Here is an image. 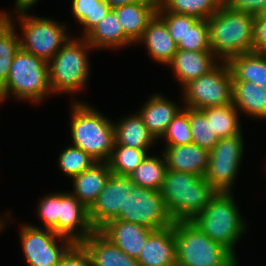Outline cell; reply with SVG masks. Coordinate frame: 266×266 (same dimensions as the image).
<instances>
[{
  "instance_id": "cell-1",
  "label": "cell",
  "mask_w": 266,
  "mask_h": 266,
  "mask_svg": "<svg viewBox=\"0 0 266 266\" xmlns=\"http://www.w3.org/2000/svg\"><path fill=\"white\" fill-rule=\"evenodd\" d=\"M159 191L174 222L192 221L217 193L200 175L168 169Z\"/></svg>"
},
{
  "instance_id": "cell-2",
  "label": "cell",
  "mask_w": 266,
  "mask_h": 266,
  "mask_svg": "<svg viewBox=\"0 0 266 266\" xmlns=\"http://www.w3.org/2000/svg\"><path fill=\"white\" fill-rule=\"evenodd\" d=\"M207 23L211 51L221 62L253 51L254 16L233 11L223 4Z\"/></svg>"
},
{
  "instance_id": "cell-3",
  "label": "cell",
  "mask_w": 266,
  "mask_h": 266,
  "mask_svg": "<svg viewBox=\"0 0 266 266\" xmlns=\"http://www.w3.org/2000/svg\"><path fill=\"white\" fill-rule=\"evenodd\" d=\"M72 145L97 162H108L115 145L114 124L91 105L76 101L71 105Z\"/></svg>"
},
{
  "instance_id": "cell-4",
  "label": "cell",
  "mask_w": 266,
  "mask_h": 266,
  "mask_svg": "<svg viewBox=\"0 0 266 266\" xmlns=\"http://www.w3.org/2000/svg\"><path fill=\"white\" fill-rule=\"evenodd\" d=\"M235 203L231 192H217L192 222L236 257L234 248L247 227Z\"/></svg>"
},
{
  "instance_id": "cell-5",
  "label": "cell",
  "mask_w": 266,
  "mask_h": 266,
  "mask_svg": "<svg viewBox=\"0 0 266 266\" xmlns=\"http://www.w3.org/2000/svg\"><path fill=\"white\" fill-rule=\"evenodd\" d=\"M48 61L20 48L13 59L7 81L0 87V102L13 95L39 103L51 94Z\"/></svg>"
},
{
  "instance_id": "cell-6",
  "label": "cell",
  "mask_w": 266,
  "mask_h": 266,
  "mask_svg": "<svg viewBox=\"0 0 266 266\" xmlns=\"http://www.w3.org/2000/svg\"><path fill=\"white\" fill-rule=\"evenodd\" d=\"M93 47L85 37L72 38L48 62L49 81L53 93H75L86 87L89 78L88 50Z\"/></svg>"
},
{
  "instance_id": "cell-7",
  "label": "cell",
  "mask_w": 266,
  "mask_h": 266,
  "mask_svg": "<svg viewBox=\"0 0 266 266\" xmlns=\"http://www.w3.org/2000/svg\"><path fill=\"white\" fill-rule=\"evenodd\" d=\"M177 266H231L235 256L192 221L174 222Z\"/></svg>"
},
{
  "instance_id": "cell-8",
  "label": "cell",
  "mask_w": 266,
  "mask_h": 266,
  "mask_svg": "<svg viewBox=\"0 0 266 266\" xmlns=\"http://www.w3.org/2000/svg\"><path fill=\"white\" fill-rule=\"evenodd\" d=\"M182 88L185 100L183 107L202 110L232 104L233 77L227 62H219L209 73Z\"/></svg>"
},
{
  "instance_id": "cell-9",
  "label": "cell",
  "mask_w": 266,
  "mask_h": 266,
  "mask_svg": "<svg viewBox=\"0 0 266 266\" xmlns=\"http://www.w3.org/2000/svg\"><path fill=\"white\" fill-rule=\"evenodd\" d=\"M17 17L23 34L19 36L20 48L48 62L70 38L67 26L50 18L31 16L27 12Z\"/></svg>"
},
{
  "instance_id": "cell-10",
  "label": "cell",
  "mask_w": 266,
  "mask_h": 266,
  "mask_svg": "<svg viewBox=\"0 0 266 266\" xmlns=\"http://www.w3.org/2000/svg\"><path fill=\"white\" fill-rule=\"evenodd\" d=\"M143 225L152 230L166 228L174 223L160 191L133 185L127 195L124 210L114 219Z\"/></svg>"
},
{
  "instance_id": "cell-11",
  "label": "cell",
  "mask_w": 266,
  "mask_h": 266,
  "mask_svg": "<svg viewBox=\"0 0 266 266\" xmlns=\"http://www.w3.org/2000/svg\"><path fill=\"white\" fill-rule=\"evenodd\" d=\"M242 132L221 138L210 151L204 178L217 192H231L244 153Z\"/></svg>"
},
{
  "instance_id": "cell-12",
  "label": "cell",
  "mask_w": 266,
  "mask_h": 266,
  "mask_svg": "<svg viewBox=\"0 0 266 266\" xmlns=\"http://www.w3.org/2000/svg\"><path fill=\"white\" fill-rule=\"evenodd\" d=\"M22 226L20 228L21 244L29 266H58L62 256L74 244L52 229H42L31 224Z\"/></svg>"
},
{
  "instance_id": "cell-13",
  "label": "cell",
  "mask_w": 266,
  "mask_h": 266,
  "mask_svg": "<svg viewBox=\"0 0 266 266\" xmlns=\"http://www.w3.org/2000/svg\"><path fill=\"white\" fill-rule=\"evenodd\" d=\"M133 185L129 176L111 174L98 198L88 209L89 220L95 230H100L114 220L120 210H124L127 195L131 193Z\"/></svg>"
},
{
  "instance_id": "cell-14",
  "label": "cell",
  "mask_w": 266,
  "mask_h": 266,
  "mask_svg": "<svg viewBox=\"0 0 266 266\" xmlns=\"http://www.w3.org/2000/svg\"><path fill=\"white\" fill-rule=\"evenodd\" d=\"M94 231L88 208L71 192H59V235L82 243Z\"/></svg>"
},
{
  "instance_id": "cell-15",
  "label": "cell",
  "mask_w": 266,
  "mask_h": 266,
  "mask_svg": "<svg viewBox=\"0 0 266 266\" xmlns=\"http://www.w3.org/2000/svg\"><path fill=\"white\" fill-rule=\"evenodd\" d=\"M137 261L140 266H177L174 223L149 235Z\"/></svg>"
},
{
  "instance_id": "cell-16",
  "label": "cell",
  "mask_w": 266,
  "mask_h": 266,
  "mask_svg": "<svg viewBox=\"0 0 266 266\" xmlns=\"http://www.w3.org/2000/svg\"><path fill=\"white\" fill-rule=\"evenodd\" d=\"M99 231L124 253L138 259L144 244L154 230L132 222L111 220Z\"/></svg>"
},
{
  "instance_id": "cell-17",
  "label": "cell",
  "mask_w": 266,
  "mask_h": 266,
  "mask_svg": "<svg viewBox=\"0 0 266 266\" xmlns=\"http://www.w3.org/2000/svg\"><path fill=\"white\" fill-rule=\"evenodd\" d=\"M212 51L177 50L167 66L183 87L188 82L209 73L219 63Z\"/></svg>"
},
{
  "instance_id": "cell-18",
  "label": "cell",
  "mask_w": 266,
  "mask_h": 266,
  "mask_svg": "<svg viewBox=\"0 0 266 266\" xmlns=\"http://www.w3.org/2000/svg\"><path fill=\"white\" fill-rule=\"evenodd\" d=\"M168 170L188 172L204 177L210 151L192 143L178 146H165L162 153Z\"/></svg>"
},
{
  "instance_id": "cell-19",
  "label": "cell",
  "mask_w": 266,
  "mask_h": 266,
  "mask_svg": "<svg viewBox=\"0 0 266 266\" xmlns=\"http://www.w3.org/2000/svg\"><path fill=\"white\" fill-rule=\"evenodd\" d=\"M159 1H140L114 8L124 34L135 44L157 14Z\"/></svg>"
},
{
  "instance_id": "cell-20",
  "label": "cell",
  "mask_w": 266,
  "mask_h": 266,
  "mask_svg": "<svg viewBox=\"0 0 266 266\" xmlns=\"http://www.w3.org/2000/svg\"><path fill=\"white\" fill-rule=\"evenodd\" d=\"M81 244L88 251L92 266H140L137 259L124 253L99 230H95Z\"/></svg>"
},
{
  "instance_id": "cell-21",
  "label": "cell",
  "mask_w": 266,
  "mask_h": 266,
  "mask_svg": "<svg viewBox=\"0 0 266 266\" xmlns=\"http://www.w3.org/2000/svg\"><path fill=\"white\" fill-rule=\"evenodd\" d=\"M142 42L147 47L152 60L168 65L178 50V45L170 36L165 22L156 14L149 22L142 37L137 43Z\"/></svg>"
},
{
  "instance_id": "cell-22",
  "label": "cell",
  "mask_w": 266,
  "mask_h": 266,
  "mask_svg": "<svg viewBox=\"0 0 266 266\" xmlns=\"http://www.w3.org/2000/svg\"><path fill=\"white\" fill-rule=\"evenodd\" d=\"M183 107H179L173 100H167L162 94L151 95L138 114L147 129L156 139H160L165 133L172 119Z\"/></svg>"
},
{
  "instance_id": "cell-23",
  "label": "cell",
  "mask_w": 266,
  "mask_h": 266,
  "mask_svg": "<svg viewBox=\"0 0 266 266\" xmlns=\"http://www.w3.org/2000/svg\"><path fill=\"white\" fill-rule=\"evenodd\" d=\"M111 174L108 162H96L72 178L74 192L71 194L89 209L98 198Z\"/></svg>"
},
{
  "instance_id": "cell-24",
  "label": "cell",
  "mask_w": 266,
  "mask_h": 266,
  "mask_svg": "<svg viewBox=\"0 0 266 266\" xmlns=\"http://www.w3.org/2000/svg\"><path fill=\"white\" fill-rule=\"evenodd\" d=\"M93 48L118 49L134 43L124 34L118 16L114 9L85 36Z\"/></svg>"
},
{
  "instance_id": "cell-25",
  "label": "cell",
  "mask_w": 266,
  "mask_h": 266,
  "mask_svg": "<svg viewBox=\"0 0 266 266\" xmlns=\"http://www.w3.org/2000/svg\"><path fill=\"white\" fill-rule=\"evenodd\" d=\"M233 81H248L266 90V54L248 52L231 57L228 61Z\"/></svg>"
},
{
  "instance_id": "cell-26",
  "label": "cell",
  "mask_w": 266,
  "mask_h": 266,
  "mask_svg": "<svg viewBox=\"0 0 266 266\" xmlns=\"http://www.w3.org/2000/svg\"><path fill=\"white\" fill-rule=\"evenodd\" d=\"M115 130V145L148 151L157 140L147 129L138 113L122 118L119 123H113Z\"/></svg>"
},
{
  "instance_id": "cell-27",
  "label": "cell",
  "mask_w": 266,
  "mask_h": 266,
  "mask_svg": "<svg viewBox=\"0 0 266 266\" xmlns=\"http://www.w3.org/2000/svg\"><path fill=\"white\" fill-rule=\"evenodd\" d=\"M232 103L249 117L266 119V90L248 81H233Z\"/></svg>"
},
{
  "instance_id": "cell-28",
  "label": "cell",
  "mask_w": 266,
  "mask_h": 266,
  "mask_svg": "<svg viewBox=\"0 0 266 266\" xmlns=\"http://www.w3.org/2000/svg\"><path fill=\"white\" fill-rule=\"evenodd\" d=\"M6 13L0 11V87L7 81L14 56L20 49L15 24Z\"/></svg>"
},
{
  "instance_id": "cell-29",
  "label": "cell",
  "mask_w": 266,
  "mask_h": 266,
  "mask_svg": "<svg viewBox=\"0 0 266 266\" xmlns=\"http://www.w3.org/2000/svg\"><path fill=\"white\" fill-rule=\"evenodd\" d=\"M162 158L147 155L140 165L129 175L133 184L159 191L167 171L163 154Z\"/></svg>"
},
{
  "instance_id": "cell-30",
  "label": "cell",
  "mask_w": 266,
  "mask_h": 266,
  "mask_svg": "<svg viewBox=\"0 0 266 266\" xmlns=\"http://www.w3.org/2000/svg\"><path fill=\"white\" fill-rule=\"evenodd\" d=\"M206 117H211L214 134L219 138H230L240 134L238 110L232 104L208 107L200 110Z\"/></svg>"
},
{
  "instance_id": "cell-31",
  "label": "cell",
  "mask_w": 266,
  "mask_h": 266,
  "mask_svg": "<svg viewBox=\"0 0 266 266\" xmlns=\"http://www.w3.org/2000/svg\"><path fill=\"white\" fill-rule=\"evenodd\" d=\"M223 4L224 0H159L157 11H169L198 19H208Z\"/></svg>"
},
{
  "instance_id": "cell-32",
  "label": "cell",
  "mask_w": 266,
  "mask_h": 266,
  "mask_svg": "<svg viewBox=\"0 0 266 266\" xmlns=\"http://www.w3.org/2000/svg\"><path fill=\"white\" fill-rule=\"evenodd\" d=\"M104 0H72L73 17L84 26L85 37L111 10Z\"/></svg>"
},
{
  "instance_id": "cell-33",
  "label": "cell",
  "mask_w": 266,
  "mask_h": 266,
  "mask_svg": "<svg viewBox=\"0 0 266 266\" xmlns=\"http://www.w3.org/2000/svg\"><path fill=\"white\" fill-rule=\"evenodd\" d=\"M148 155L146 150H140L123 145H114L108 161L113 174L129 176Z\"/></svg>"
},
{
  "instance_id": "cell-34",
  "label": "cell",
  "mask_w": 266,
  "mask_h": 266,
  "mask_svg": "<svg viewBox=\"0 0 266 266\" xmlns=\"http://www.w3.org/2000/svg\"><path fill=\"white\" fill-rule=\"evenodd\" d=\"M189 123L193 143L211 151L219 141L214 134L211 117H206L200 110L189 108Z\"/></svg>"
},
{
  "instance_id": "cell-35",
  "label": "cell",
  "mask_w": 266,
  "mask_h": 266,
  "mask_svg": "<svg viewBox=\"0 0 266 266\" xmlns=\"http://www.w3.org/2000/svg\"><path fill=\"white\" fill-rule=\"evenodd\" d=\"M96 162L88 153L73 145L64 149L58 158L60 170L70 178L90 168Z\"/></svg>"
},
{
  "instance_id": "cell-36",
  "label": "cell",
  "mask_w": 266,
  "mask_h": 266,
  "mask_svg": "<svg viewBox=\"0 0 266 266\" xmlns=\"http://www.w3.org/2000/svg\"><path fill=\"white\" fill-rule=\"evenodd\" d=\"M166 139L165 146L192 144V134L189 123V108L183 107L172 119L161 137Z\"/></svg>"
},
{
  "instance_id": "cell-37",
  "label": "cell",
  "mask_w": 266,
  "mask_h": 266,
  "mask_svg": "<svg viewBox=\"0 0 266 266\" xmlns=\"http://www.w3.org/2000/svg\"><path fill=\"white\" fill-rule=\"evenodd\" d=\"M177 45L179 50L211 51L207 19H199Z\"/></svg>"
},
{
  "instance_id": "cell-38",
  "label": "cell",
  "mask_w": 266,
  "mask_h": 266,
  "mask_svg": "<svg viewBox=\"0 0 266 266\" xmlns=\"http://www.w3.org/2000/svg\"><path fill=\"white\" fill-rule=\"evenodd\" d=\"M157 15L165 22L170 36L178 44L184 39L190 29L199 19L185 14H178L169 11H157Z\"/></svg>"
},
{
  "instance_id": "cell-39",
  "label": "cell",
  "mask_w": 266,
  "mask_h": 266,
  "mask_svg": "<svg viewBox=\"0 0 266 266\" xmlns=\"http://www.w3.org/2000/svg\"><path fill=\"white\" fill-rule=\"evenodd\" d=\"M37 208L43 228L52 229L59 235V192L43 197Z\"/></svg>"
},
{
  "instance_id": "cell-40",
  "label": "cell",
  "mask_w": 266,
  "mask_h": 266,
  "mask_svg": "<svg viewBox=\"0 0 266 266\" xmlns=\"http://www.w3.org/2000/svg\"><path fill=\"white\" fill-rule=\"evenodd\" d=\"M58 266H92V261L85 247L74 243L62 256Z\"/></svg>"
},
{
  "instance_id": "cell-41",
  "label": "cell",
  "mask_w": 266,
  "mask_h": 266,
  "mask_svg": "<svg viewBox=\"0 0 266 266\" xmlns=\"http://www.w3.org/2000/svg\"><path fill=\"white\" fill-rule=\"evenodd\" d=\"M224 4L233 11L254 17L266 13V0H224Z\"/></svg>"
},
{
  "instance_id": "cell-42",
  "label": "cell",
  "mask_w": 266,
  "mask_h": 266,
  "mask_svg": "<svg viewBox=\"0 0 266 266\" xmlns=\"http://www.w3.org/2000/svg\"><path fill=\"white\" fill-rule=\"evenodd\" d=\"M253 51H266V13L254 17Z\"/></svg>"
},
{
  "instance_id": "cell-43",
  "label": "cell",
  "mask_w": 266,
  "mask_h": 266,
  "mask_svg": "<svg viewBox=\"0 0 266 266\" xmlns=\"http://www.w3.org/2000/svg\"><path fill=\"white\" fill-rule=\"evenodd\" d=\"M16 14L27 12L39 0H15Z\"/></svg>"
},
{
  "instance_id": "cell-44",
  "label": "cell",
  "mask_w": 266,
  "mask_h": 266,
  "mask_svg": "<svg viewBox=\"0 0 266 266\" xmlns=\"http://www.w3.org/2000/svg\"><path fill=\"white\" fill-rule=\"evenodd\" d=\"M112 9L123 6L126 4H132L140 1H159V0H104Z\"/></svg>"
},
{
  "instance_id": "cell-45",
  "label": "cell",
  "mask_w": 266,
  "mask_h": 266,
  "mask_svg": "<svg viewBox=\"0 0 266 266\" xmlns=\"http://www.w3.org/2000/svg\"><path fill=\"white\" fill-rule=\"evenodd\" d=\"M6 224V221H5V223H4V221H3V219L1 220V218H0V231L1 230H3V226Z\"/></svg>"
},
{
  "instance_id": "cell-46",
  "label": "cell",
  "mask_w": 266,
  "mask_h": 266,
  "mask_svg": "<svg viewBox=\"0 0 266 266\" xmlns=\"http://www.w3.org/2000/svg\"><path fill=\"white\" fill-rule=\"evenodd\" d=\"M237 257H235V259L233 260V262L231 263V266H238V263H237Z\"/></svg>"
}]
</instances>
